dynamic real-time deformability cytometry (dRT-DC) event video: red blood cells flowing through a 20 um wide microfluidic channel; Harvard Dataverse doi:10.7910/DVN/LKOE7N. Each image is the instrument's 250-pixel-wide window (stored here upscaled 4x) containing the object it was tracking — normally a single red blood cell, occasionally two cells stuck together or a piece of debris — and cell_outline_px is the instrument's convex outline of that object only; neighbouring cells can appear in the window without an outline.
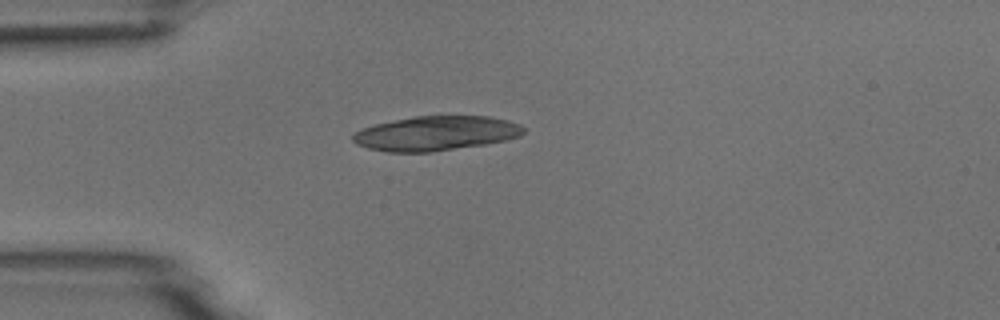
{"species": "common noctule bat (a hibernating species)", "species_latin": "Nyctalus noctula", "temperature_condition": "room temperature", "stored_images_in_passage": 1, "camera_frame_rate_fps": 3000, "um_per_image_px": 0.085, "animal": {"sex": "male", "body_mass_g": 18.8}, "frame": {"image": 1, "passage_image": 1, "time_ms": 0.0, "image_size_px": [1000, 320], "cell_outline_px": [[524, 132], [520, 136], [504, 140], [484, 144], [432, 152], [388, 152], [368, 148], [356, 144], [352, 140], [352, 136], [356, 132], [364, 128], [376, 124], [416, 116], [488, 116], [508, 120], [520, 124], [524, 128]], "centroid_in_image_um": [37.06, 11.34], "position_along_channel_um": 47.9, "area_um2": 34.1}}